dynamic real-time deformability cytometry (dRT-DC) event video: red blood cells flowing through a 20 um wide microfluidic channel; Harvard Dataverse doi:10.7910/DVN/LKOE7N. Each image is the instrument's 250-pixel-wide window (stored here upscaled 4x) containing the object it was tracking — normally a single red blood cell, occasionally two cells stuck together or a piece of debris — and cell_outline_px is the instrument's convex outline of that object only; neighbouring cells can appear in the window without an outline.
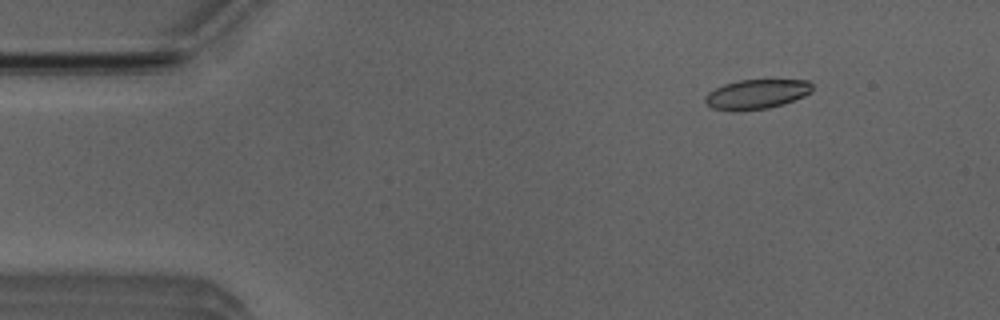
{"species": "Egyptian fruit bat (a non-hibernating species)", "species_latin": "Rousettus aegyptiacus", "temperature_condition": "room temperature", "stored_images_in_passage": 49, "camera_frame_rate_fps": 3000, "um_per_image_px": 0.085, "animal": {"sex": "male"}, "frame": {"image": 1, "passage_image": 3, "time_ms": 0.667, "image_size_px": [1000, 320], "cell_outline_px": [[812, 92], [804, 96], [784, 104], [768, 108], [736, 112], [712, 108], [704, 100], [704, 96], [708, 92], [724, 84], [740, 80], [808, 80], [812, 84]], "centroid_in_image_um": [64.3, 8.01], "position_along_channel_um": 20.7, "area_um2": 18.61}}
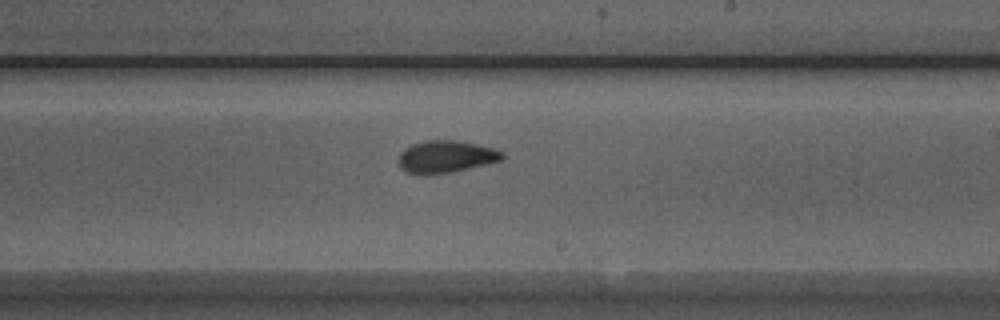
{"frame": {"image": 2, "passage_image": 27, "time_ms": 8.667, "image_size_px": [1000, 320], "cell_outline_px": [[504, 156], [500, 160], [468, 168], [448, 172], [424, 176], [420, 176], [408, 172], [400, 168], [400, 152], [404, 148], [412, 144], [428, 140], [456, 140], [476, 144], [492, 148], [504, 152]], "centroid_in_image_um": [37.86, 13.32], "position_along_channel_um": 251.1, "area_um2": 19.31}}
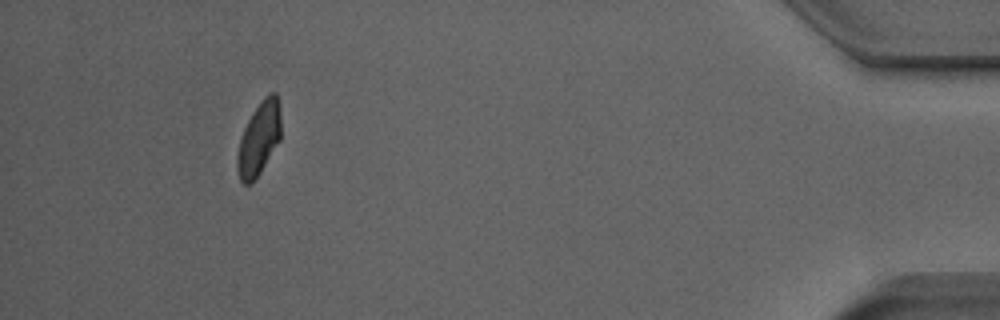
{"frame": {"image": 3, "passage_image": 45, "time_ms": 14.667, "image_size_px": [1000, 320], "cell_outline_px": [[280, 140], [260, 172], [252, 184], [244, 184], [240, 180], [236, 168], [236, 156], [240, 140], [244, 128], [252, 112], [264, 96], [268, 92], [276, 92], [280, 104]], "centroid_in_image_um": [22.01, 11.77], "position_along_channel_um": 413.2, "area_um2": 18.79}, "authors_computed_cell_mechanics": {"area_um2": 19.1318, "velocity_mm_per_s": 3.8788, "shape_relaxation_time_tau1_ms": 4.6893, "shape_relaxation_time_tau2_ms": 1.6499, "deformation_change_tau1": 0.1249, "deformation_change_tau2": 0.0617}}